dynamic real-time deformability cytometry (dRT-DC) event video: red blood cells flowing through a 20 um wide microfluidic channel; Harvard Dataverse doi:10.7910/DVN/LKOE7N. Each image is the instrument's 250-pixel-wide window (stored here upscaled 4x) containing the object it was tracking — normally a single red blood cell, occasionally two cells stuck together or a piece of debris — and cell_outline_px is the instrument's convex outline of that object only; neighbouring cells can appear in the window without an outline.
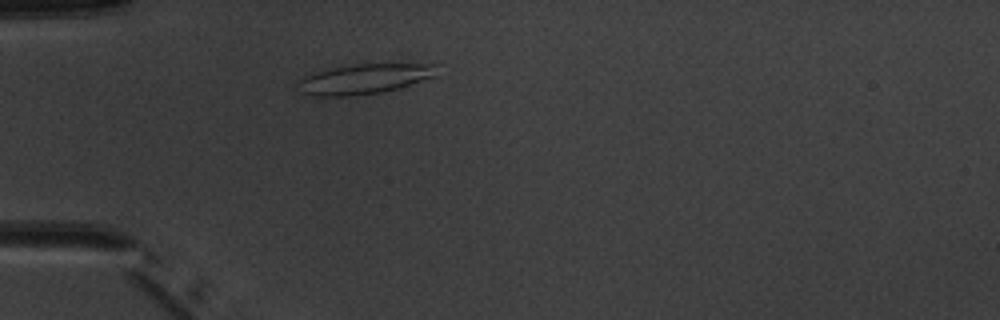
{"species": "common noctule bat (a hibernating species)", "species_latin": "Nyctalus noctula", "temperature_condition": "warm", "stored_images_in_passage": 3, "camera_frame_rate_fps": 3000, "um_per_image_px": 0.085, "animal": {"sex": "male", "body_mass_g": 20.1, "forearm_length_mm": 53.5}, "frame": {"image": 1, "passage_image": 3, "time_ms": 2.333, "image_size_px": [1000, 320], "cell_outline_px": [[436, 76], [396, 88], [380, 92], [352, 96], [316, 96], [300, 92], [300, 80], [304, 76], [316, 72], [356, 64], [436, 64]], "centroid_in_image_um": [30.98, 6.71], "position_along_channel_um": 54.0, "area_um2": 23.64}}